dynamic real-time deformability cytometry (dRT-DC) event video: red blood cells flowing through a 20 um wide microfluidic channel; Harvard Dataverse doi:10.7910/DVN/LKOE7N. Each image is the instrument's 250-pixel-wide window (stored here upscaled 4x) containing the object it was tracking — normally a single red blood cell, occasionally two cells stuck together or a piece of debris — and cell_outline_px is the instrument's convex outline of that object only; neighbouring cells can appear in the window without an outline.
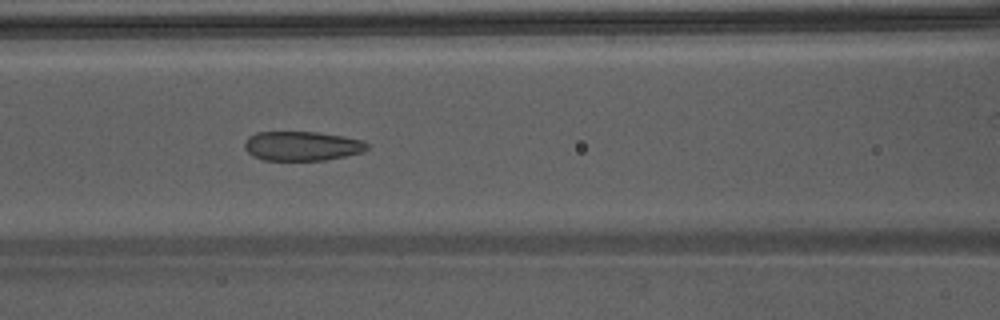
{"species": "Egyptian fruit bat (a non-hibernating species)", "species_latin": "Rousettus aegyptiacus", "temperature_condition": "warm", "stored_images_in_passage": 52, "camera_frame_rate_fps": 3000, "um_per_image_px": 0.085, "animal": {"sex": "male"}, "frame": {"image": 1, "passage_image": 25, "time_ms": 8.0, "image_size_px": [1000, 320], "cell_outline_px": [[368, 148], [364, 152], [324, 160], [264, 160], [252, 156], [244, 148], [244, 140], [248, 136], [256, 132], [316, 132], [340, 136], [360, 140], [368, 144]], "centroid_in_image_um": [25.61, 12.41], "position_along_channel_um": 141.0, "area_um2": 20.92}}
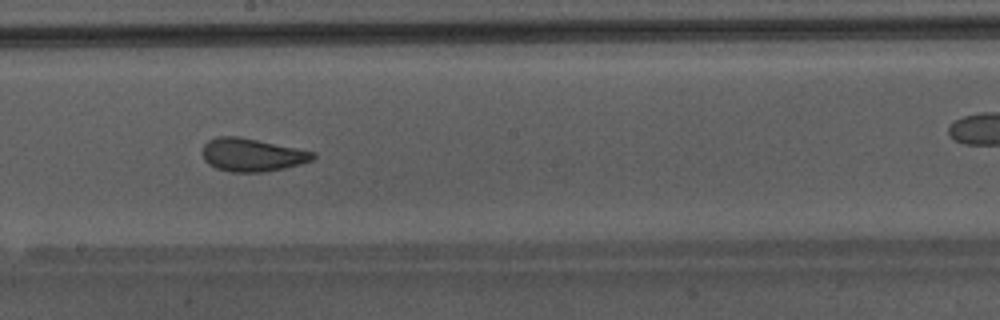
{"frame": {"image": 2, "passage_image": 31, "time_ms": 10.0, "image_size_px": [1000, 320], "cell_outline_px": [[316, 156], [312, 160], [300, 164], [284, 168], [264, 172], [232, 172], [216, 168], [208, 164], [204, 160], [200, 152], [204, 144], [208, 140], [216, 136], [240, 136], [316, 152]], "centroid_in_image_um": [21.38, 13.15], "position_along_channel_um": 226.8, "area_um2": 21.56}}
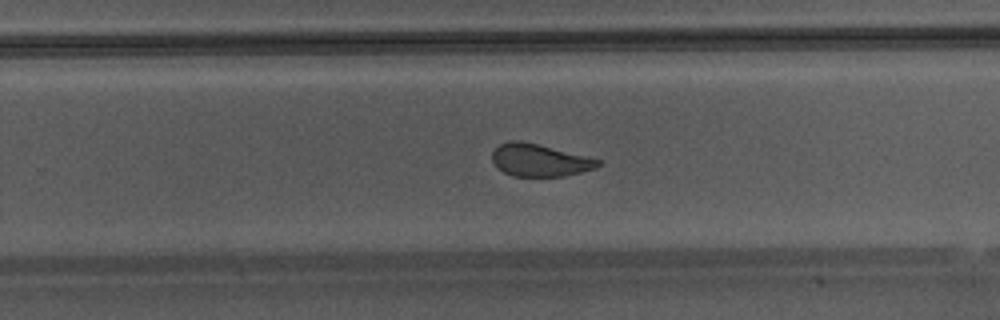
{"frame": {"image": 3, "passage_image": 35, "time_ms": 11.333, "image_size_px": [1000, 320], "cell_outline_px": [[600, 164], [596, 168], [564, 176], [512, 176], [496, 168], [492, 160], [492, 152], [500, 144], [508, 140], [520, 140], [600, 160]], "centroid_in_image_um": [45.8, 13.62], "position_along_channel_um": 284.0, "area_um2": 19.71}, "authors_computed_cell_mechanics": {"area_um2": 22.9177, "velocity_mm_per_s": 4.2985, "shape_relaxation_time_tau1_ms": null, "shape_relaxation_time_tau2_ms": 1.1124, "deformation_change_tau1": null, "deformation_change_tau2": 0.0781}}